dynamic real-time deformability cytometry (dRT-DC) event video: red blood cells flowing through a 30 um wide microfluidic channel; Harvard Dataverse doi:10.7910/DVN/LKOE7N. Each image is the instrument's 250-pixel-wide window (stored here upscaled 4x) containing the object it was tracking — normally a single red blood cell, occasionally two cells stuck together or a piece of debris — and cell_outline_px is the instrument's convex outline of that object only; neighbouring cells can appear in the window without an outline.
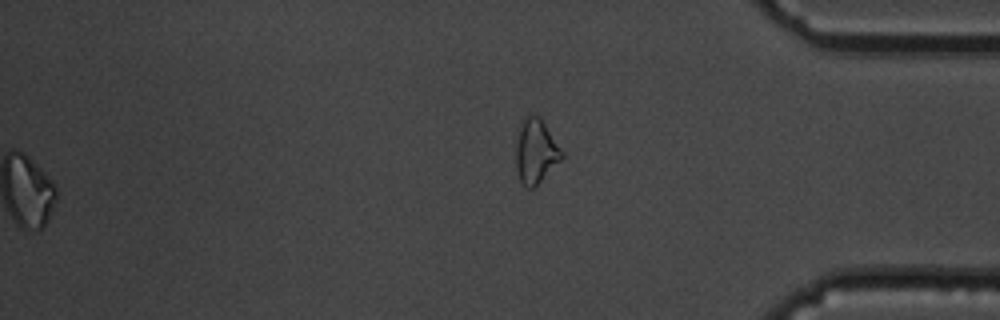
{"species": "common noctule bat (a hibernating species)", "species_latin": "Nyctalus noctula", "temperature_condition": "cold", "stored_images_in_passage": 55, "segment_of_instrument_passage": [2, 2], "camera_frame_rate_fps": 3000, "um_per_image_px": 0.085, "animal": {"sex": "male", "body_mass_g": 19.5, "forearm_length_mm": 54.6}, "frame": {"image": 1, "passage_image": 55, "time_ms": 18.0, "image_size_px": [1000, 320], "cell_outline_px": [[564, 156], [532, 188], [524, 188], [516, 172], [516, 144], [520, 128], [524, 116], [528, 112], [540, 116], [564, 152]], "centroid_in_image_um": [45.53, 12.81], "position_along_channel_um": 389.7, "area_um2": 17.17}}